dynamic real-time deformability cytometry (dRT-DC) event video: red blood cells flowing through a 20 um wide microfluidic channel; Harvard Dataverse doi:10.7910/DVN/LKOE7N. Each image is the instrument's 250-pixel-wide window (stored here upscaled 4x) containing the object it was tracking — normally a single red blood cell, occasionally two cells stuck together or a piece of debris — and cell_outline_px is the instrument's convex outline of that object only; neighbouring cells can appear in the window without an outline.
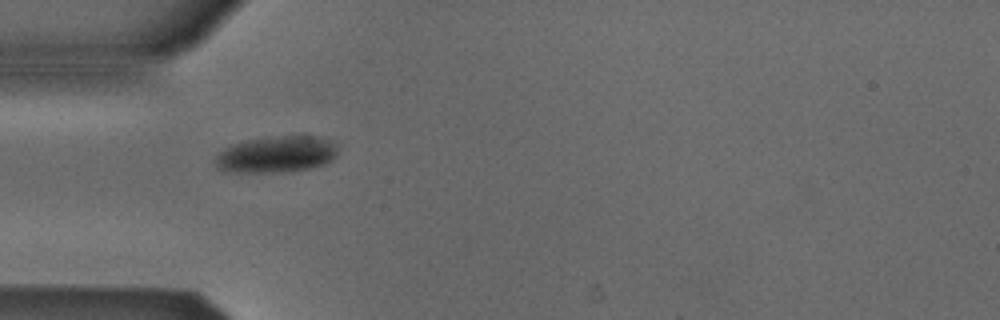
{"species": "Egyptian fruit bat (a non-hibernating species)", "species_latin": "Rousettus aegyptiacus", "temperature_condition": "cold", "stored_images_in_passage": 38, "camera_frame_rate_fps": 3000, "um_per_image_px": 0.085, "animal": {"sex": "male"}, "frame": {"image": 1, "passage_image": 1, "time_ms": 0.0, "image_size_px": [1000, 320], "cell_outline_px": [[336, 156], [332, 160], [324, 164], [308, 168], [276, 172], [236, 172], [216, 168], [216, 156], [224, 148], [232, 144], [248, 140], [284, 136], [320, 136], [336, 144]], "centroid_in_image_um": [23.5, 13.12], "position_along_channel_um": 61.5, "area_um2": 25.61}}
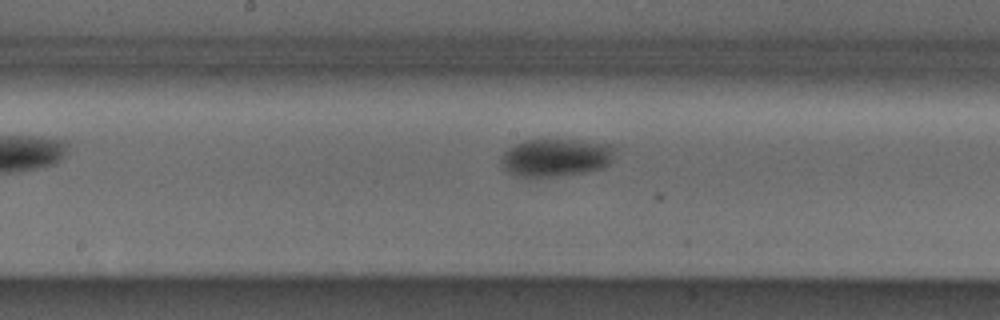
{"frame": {"image": 2, "passage_image": 12, "time_ms": 3.667, "image_size_px": [1000, 320], "cell_outline_px": [[616, 148], [608, 164], [600, 168], [584, 172], [556, 176], [516, 176], [508, 172], [504, 168], [500, 160], [504, 152], [516, 144], [524, 140], [580, 140], [616, 144]], "centroid_in_image_um": [47.27, 13.37], "position_along_channel_um": 200.9, "area_um2": 24.91}}
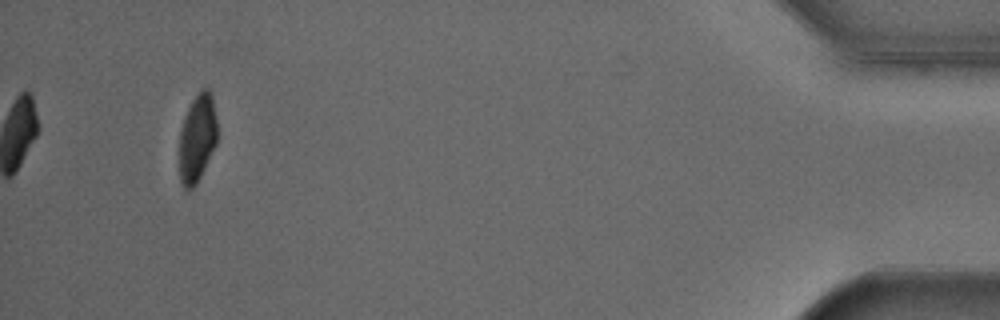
{"frame": {"image": 3, "passage_image": 35, "time_ms": 11.333, "image_size_px": [1000, 320], "cell_outline_px": [[216, 144], [196, 184], [192, 188], [184, 188], [180, 180], [180, 132], [184, 116], [192, 100], [204, 88], [208, 88], [212, 92], [216, 120]], "centroid_in_image_um": [16.77, 11.71], "position_along_channel_um": 418.4, "area_um2": 19.07}, "authors_computed_cell_mechanics": {"area_um2": 24.3627, "velocity_mm_per_s": 3.8467, "shape_relaxation_time_tau1_ms": 6.0119, "shape_relaxation_time_tau2_ms": null, "deformation_change_tau1": 0.1379, "deformation_change_tau2": null}}